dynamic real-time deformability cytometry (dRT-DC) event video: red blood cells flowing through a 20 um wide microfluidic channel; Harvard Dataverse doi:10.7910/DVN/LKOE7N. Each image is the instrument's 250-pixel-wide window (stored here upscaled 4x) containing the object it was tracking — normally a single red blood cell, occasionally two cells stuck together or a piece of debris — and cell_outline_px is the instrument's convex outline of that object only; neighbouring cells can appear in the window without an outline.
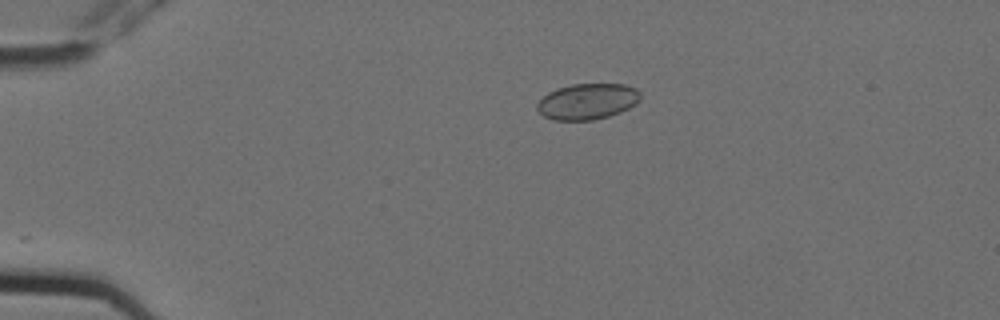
{"species": "Egyptian fruit bat (a non-hibernating species)", "species_latin": "Rousettus aegyptiacus", "temperature_condition": "cold", "stored_images_in_passage": 6, "camera_frame_rate_fps": 3000, "um_per_image_px": 0.085, "animal": {"sex": "female"}, "frame": {"image": 1, "passage_image": 4, "time_ms": 1.0, "image_size_px": [1000, 320], "cell_outline_px": [[640, 100], [636, 104], [620, 112], [608, 116], [592, 120], [552, 120], [544, 116], [536, 108], [536, 104], [548, 92], [556, 88], [572, 84], [624, 84], [636, 88], [640, 92]], "centroid_in_image_um": [49.93, 8.62], "position_along_channel_um": 35.1, "area_um2": 21.68}}
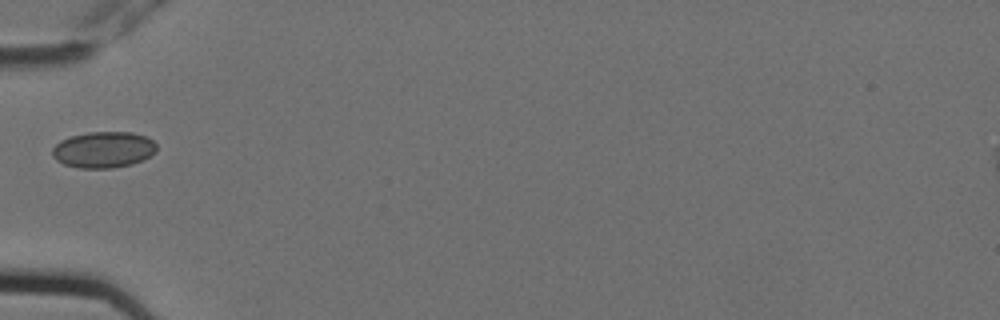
{"frame": {"image": 2, "passage_image": 6, "time_ms": 1.667, "image_size_px": [1000, 320], "cell_outline_px": [[156, 152], [132, 164], [112, 168], [80, 168], [64, 164], [56, 160], [52, 156], [52, 148], [60, 140], [72, 136], [88, 132], [132, 132], [144, 136], [152, 140], [156, 144]], "centroid_in_image_um": [8.77, 12.72], "position_along_channel_um": 76.2, "area_um2": 21.91}}